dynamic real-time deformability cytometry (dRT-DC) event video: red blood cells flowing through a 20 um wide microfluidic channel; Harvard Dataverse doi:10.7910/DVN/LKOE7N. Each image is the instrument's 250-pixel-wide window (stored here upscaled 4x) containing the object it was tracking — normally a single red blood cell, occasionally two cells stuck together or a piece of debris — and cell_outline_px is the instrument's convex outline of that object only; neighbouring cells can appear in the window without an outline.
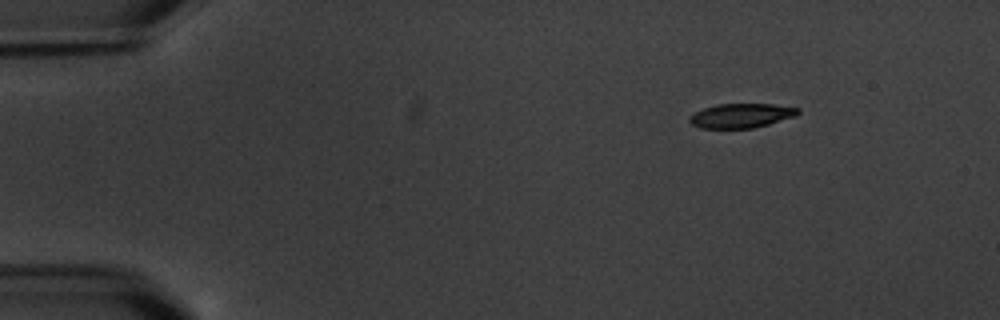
{"species": "common noctule bat (a hibernating species)", "species_latin": "Nyctalus noctula", "temperature_condition": "warm", "stored_images_in_passage": 5, "camera_frame_rate_fps": 3000, "um_per_image_px": 0.085, "animal": {"sex": "male", "body_mass_g": 20.1, "forearm_length_mm": 53.5}, "frame": {"image": 1, "passage_image": 1, "time_ms": 0.0, "image_size_px": [1000, 320], "cell_outline_px": [[800, 112], [796, 116], [768, 124], [752, 128], [700, 128], [692, 124], [688, 120], [696, 112], [704, 108], [716, 104], [772, 104], [800, 108]], "centroid_in_image_um": [63.03, 9.82], "position_along_channel_um": 22.0, "area_um2": 15.26}}
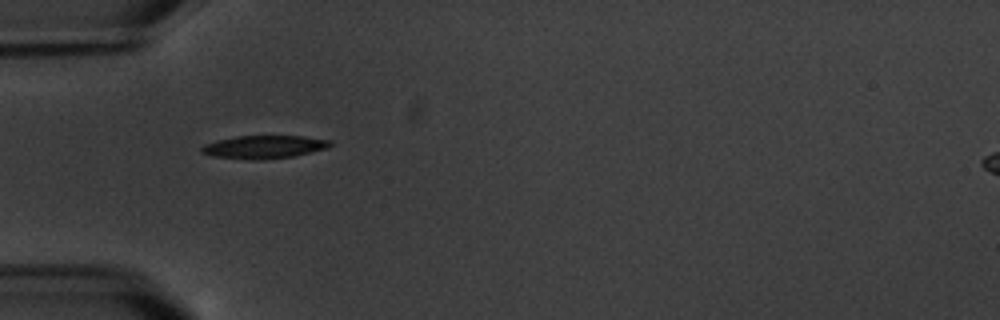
{"frame": {"image": 2, "passage_image": 4, "time_ms": 3.667, "image_size_px": [1000, 320], "cell_outline_px": [[332, 144], [328, 148], [292, 156], [264, 160], [248, 160], [212, 156], [200, 152], [200, 148], [204, 144], [216, 140], [236, 136], [304, 136], [332, 140]], "centroid_in_image_um": [22.42, 12.49], "position_along_channel_um": 62.6, "area_um2": 17.46}}